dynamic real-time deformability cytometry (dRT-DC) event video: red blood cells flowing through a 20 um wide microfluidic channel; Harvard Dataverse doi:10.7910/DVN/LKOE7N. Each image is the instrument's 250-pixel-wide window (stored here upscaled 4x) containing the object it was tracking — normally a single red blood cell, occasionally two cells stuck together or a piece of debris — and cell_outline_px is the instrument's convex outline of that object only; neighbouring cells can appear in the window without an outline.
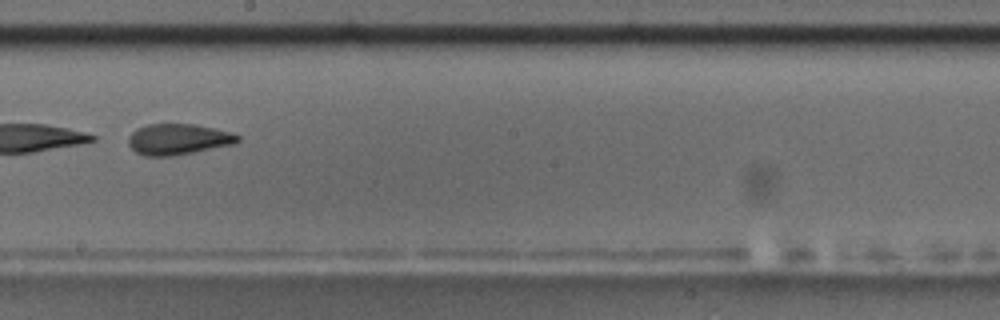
{"species": "common noctule bat (a hibernating species)", "species_latin": "Nyctalus noctula", "temperature_condition": "room temperature", "stored_images_in_passage": 10, "camera_frame_rate_fps": 3000, "um_per_image_px": 0.085, "animal": {"sex": "male", "body_mass_g": 17.5, "forearm_length_mm": 52.3}, "frame": {"image": 1, "passage_image": 10, "time_ms": 10.667, "image_size_px": [1000, 320], "cell_outline_px": [[240, 140], [236, 144], [172, 156], [144, 156], [136, 152], [128, 144], [128, 136], [136, 128], [148, 124], [192, 124], [212, 128], [228, 132], [240, 136]], "centroid_in_image_um": [15.12, 11.84], "position_along_channel_um": 233.1, "area_um2": 19.65}}